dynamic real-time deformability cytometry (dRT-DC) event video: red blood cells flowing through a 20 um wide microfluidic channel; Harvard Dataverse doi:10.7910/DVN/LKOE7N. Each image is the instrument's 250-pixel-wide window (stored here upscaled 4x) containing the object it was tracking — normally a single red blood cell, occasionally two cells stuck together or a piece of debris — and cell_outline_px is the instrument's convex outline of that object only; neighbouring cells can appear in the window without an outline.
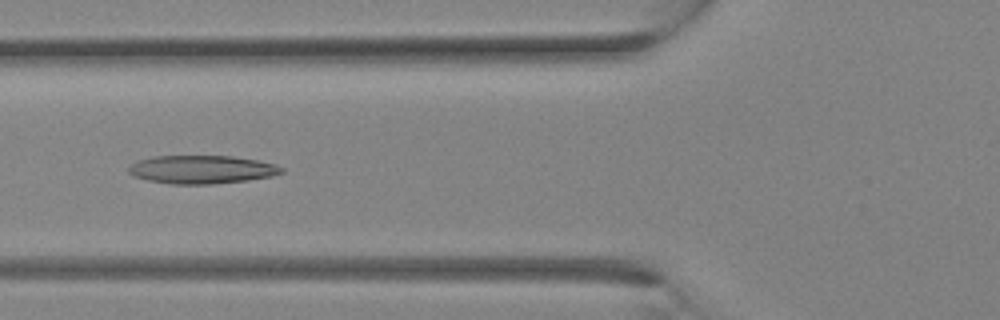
{"species": "Egyptian fruit bat (a non-hibernating species)", "species_latin": "Rousettus aegyptiacus", "temperature_condition": "room temperature", "stored_images_in_passage": 25, "camera_frame_rate_fps": 3000, "um_per_image_px": 0.085, "animal": {"sex": "female"}, "frame": {"image": 1, "passage_image": 5, "time_ms": 1.333, "image_size_px": [1000, 320], "cell_outline_px": [[284, 172], [272, 176], [248, 180], [212, 184], [172, 184], [148, 180], [132, 176], [128, 172], [128, 168], [136, 160], [152, 156], [232, 156], [256, 160], [276, 164], [284, 168]], "centroid_in_image_um": [17.14, 14.4], "position_along_channel_um": 108.7, "area_um2": 25.32}}
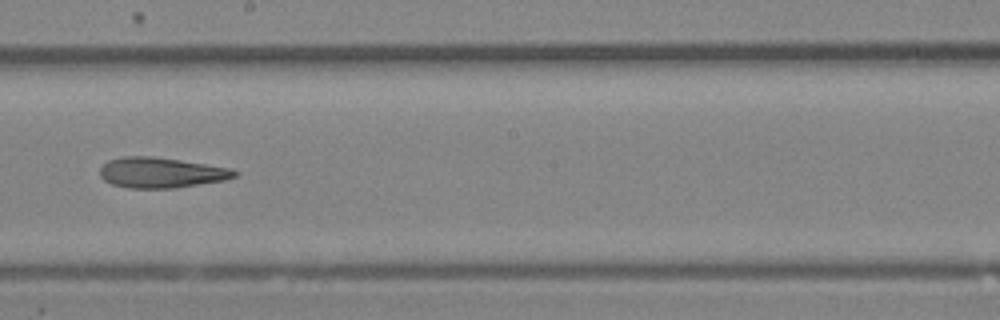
{"frame": {"image": 2, "passage_image": 11, "time_ms": 3.333, "image_size_px": [1000, 320], "cell_outline_px": [[240, 172], [236, 176], [224, 180], [176, 188], [128, 188], [112, 184], [104, 180], [100, 176], [100, 168], [108, 160], [124, 156], [152, 156], [180, 160], [232, 168]], "centroid_in_image_um": [13.7, 14.67], "position_along_channel_um": 234.5, "area_um2": 23.93}}
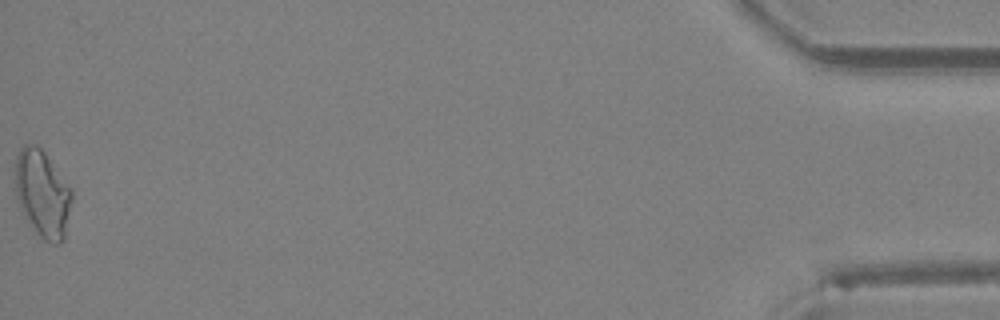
{"frame": {"image": 3, "passage_image": 25, "time_ms": 8.0, "image_size_px": [1000, 320], "cell_outline_px": [[72, 200], [64, 240], [60, 244], [52, 244], [44, 240], [28, 224], [20, 208], [16, 196], [16, 156], [20, 148], [24, 144], [36, 144], [44, 152], [72, 188]], "centroid_in_image_um": [3.62, 16.48], "position_along_channel_um": 431.6, "area_um2": 28.9}}